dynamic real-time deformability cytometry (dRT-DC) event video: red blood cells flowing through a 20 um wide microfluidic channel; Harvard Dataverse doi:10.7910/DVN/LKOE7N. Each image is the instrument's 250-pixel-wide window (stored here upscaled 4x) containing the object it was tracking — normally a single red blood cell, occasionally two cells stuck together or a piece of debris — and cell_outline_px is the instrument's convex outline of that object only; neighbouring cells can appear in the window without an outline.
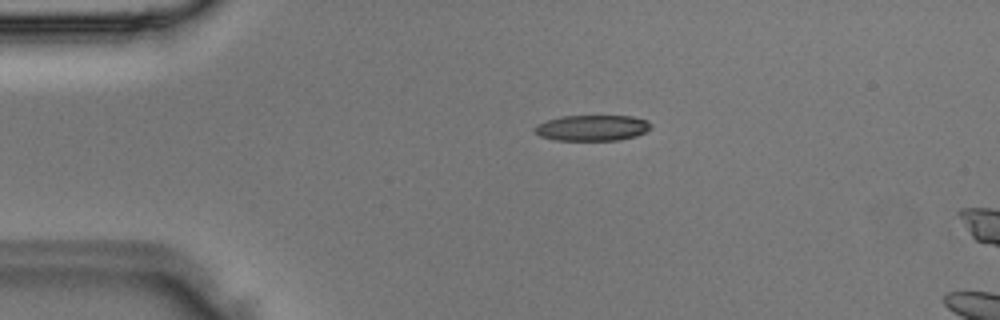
{"species": "Egyptian fruit bat (a non-hibernating species)", "species_latin": "Rousettus aegyptiacus", "temperature_condition": "room temperature", "stored_images_in_passage": 4, "camera_frame_rate_fps": 3000, "um_per_image_px": 0.085, "animal": {"sex": "male"}, "frame": {"image": 1, "passage_image": 3, "time_ms": 0.667, "image_size_px": [1000, 320], "cell_outline_px": [[652, 128], [636, 136], [620, 140], [556, 140], [540, 136], [532, 128], [536, 124], [560, 116], [632, 116], [648, 120], [652, 124]], "centroid_in_image_um": [50.35, 10.87], "position_along_channel_um": 34.6, "area_um2": 17.57}}